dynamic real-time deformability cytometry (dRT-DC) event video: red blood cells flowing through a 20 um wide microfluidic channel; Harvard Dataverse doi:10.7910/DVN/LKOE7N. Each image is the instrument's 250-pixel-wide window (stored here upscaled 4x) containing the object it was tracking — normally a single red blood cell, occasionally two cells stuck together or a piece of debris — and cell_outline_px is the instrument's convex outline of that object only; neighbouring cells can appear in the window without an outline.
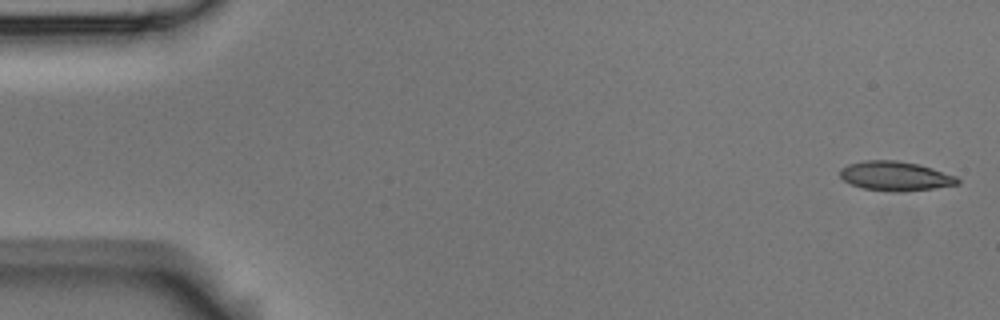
{"species": "Egyptian fruit bat (a non-hibernating species)", "species_latin": "Rousettus aegyptiacus", "temperature_condition": "room temperature", "stored_images_in_passage": 5, "camera_frame_rate_fps": 3000, "um_per_image_px": 0.085, "animal": {"sex": "male"}, "frame": {"image": 1, "passage_image": 1, "time_ms": 0.0, "image_size_px": [1000, 320], "cell_outline_px": [[960, 184], [904, 192], [892, 192], [864, 188], [852, 184], [844, 180], [840, 176], [840, 168], [848, 164], [864, 160], [896, 160], [916, 164], [932, 168], [956, 176], [960, 180]], "centroid_in_image_um": [76.1, 14.96], "position_along_channel_um": 8.9, "area_um2": 20.06}}
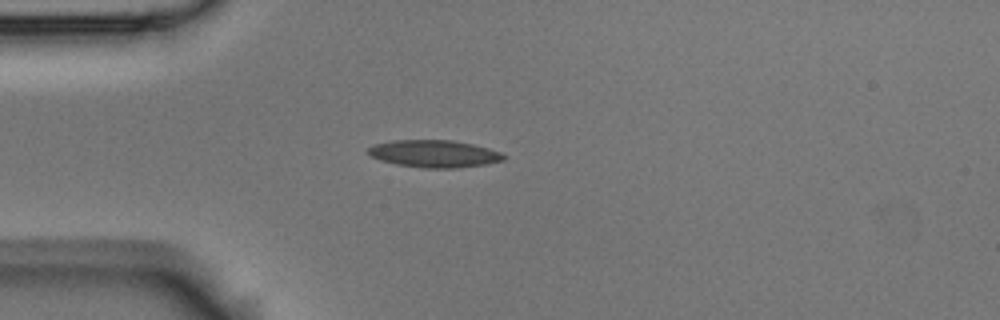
{"frame": {"image": 2, "passage_image": 5, "time_ms": 1.333, "image_size_px": [1000, 320], "cell_outline_px": [[508, 156], [504, 160], [484, 164], [452, 168], [424, 168], [396, 164], [380, 160], [372, 156], [368, 152], [368, 148], [376, 144], [392, 140], [452, 140], [472, 144], [488, 148], [500, 152]], "centroid_in_image_um": [36.92, 13.06], "position_along_channel_um": 48.1, "area_um2": 21.39}}